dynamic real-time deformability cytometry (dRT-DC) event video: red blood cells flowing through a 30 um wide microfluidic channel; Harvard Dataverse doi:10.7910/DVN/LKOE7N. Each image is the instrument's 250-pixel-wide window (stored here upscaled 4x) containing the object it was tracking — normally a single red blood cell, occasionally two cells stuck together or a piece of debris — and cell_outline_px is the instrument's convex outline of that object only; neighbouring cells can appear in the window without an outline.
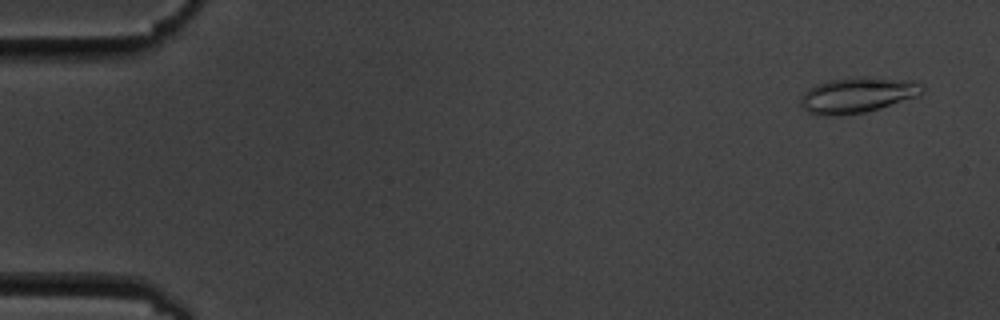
{"species": "common noctule bat (a hibernating species)", "species_latin": "Nyctalus noctula", "temperature_condition": "cold", "stored_images_in_passage": 5, "camera_frame_rate_fps": 3000, "um_per_image_px": 0.085, "animal": {"sex": "male", "body_mass_g": 19.5, "forearm_length_mm": 54.6}, "frame": {"image": 1, "passage_image": 1, "time_ms": 0.0, "image_size_px": [1000, 320], "cell_outline_px": [[924, 92], [916, 96], [880, 108], [864, 112], [840, 116], [824, 116], [808, 112], [800, 104], [804, 92], [808, 88], [816, 84], [848, 76], [864, 76], [912, 80], [920, 84], [924, 88]], "centroid_in_image_um": [72.87, 8.06], "position_along_channel_um": 12.1, "area_um2": 25.32}}
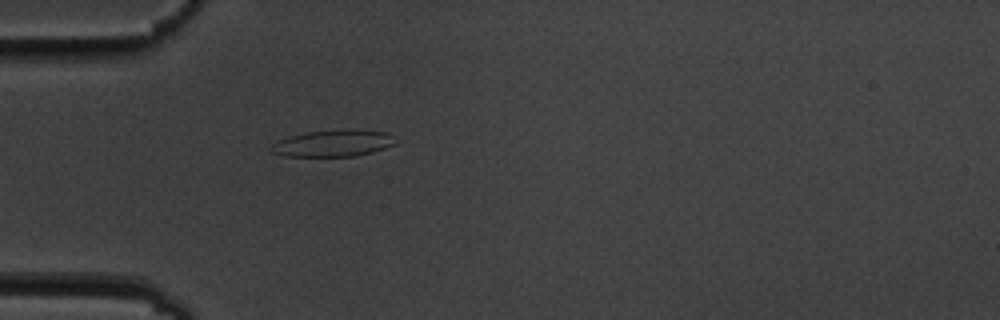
{"frame": {"image": 2, "passage_image": 5, "time_ms": 4.667, "image_size_px": [1000, 320], "cell_outline_px": [[400, 140], [396, 144], [372, 152], [356, 156], [288, 156], [272, 152], [268, 148], [276, 140], [288, 136], [308, 132], [344, 128], [356, 128], [388, 132]], "centroid_in_image_um": [28.38, 12.15], "position_along_channel_um": 56.6, "area_um2": 19.94}}